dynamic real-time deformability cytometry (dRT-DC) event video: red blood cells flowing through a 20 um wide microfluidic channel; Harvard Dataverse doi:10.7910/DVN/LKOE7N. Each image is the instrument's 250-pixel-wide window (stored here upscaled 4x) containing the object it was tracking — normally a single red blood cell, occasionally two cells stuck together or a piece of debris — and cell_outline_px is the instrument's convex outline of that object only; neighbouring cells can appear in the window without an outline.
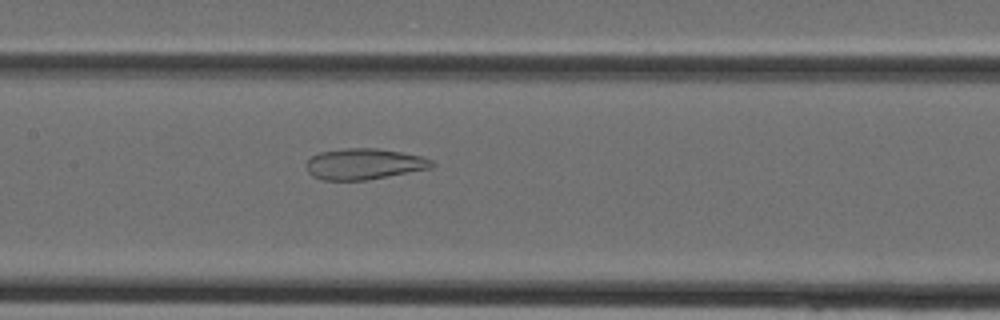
{"species": "Egyptian fruit bat (a non-hibernating species)", "species_latin": "Rousettus aegyptiacus", "temperature_condition": "cold", "stored_images_in_passage": 24, "camera_frame_rate_fps": 3000, "um_per_image_px": 0.085, "animal": {"sex": "female"}, "frame": {"image": 1, "passage_image": 12, "time_ms": 3.667, "image_size_px": [1000, 320], "cell_outline_px": [[436, 164], [432, 168], [388, 176], [364, 180], [320, 180], [312, 176], [308, 172], [308, 160], [312, 156], [320, 152], [348, 148], [376, 148], [400, 152], [420, 156], [432, 160]], "centroid_in_image_um": [30.96, 13.94], "position_along_channel_um": 176.4, "area_um2": 22.48}}
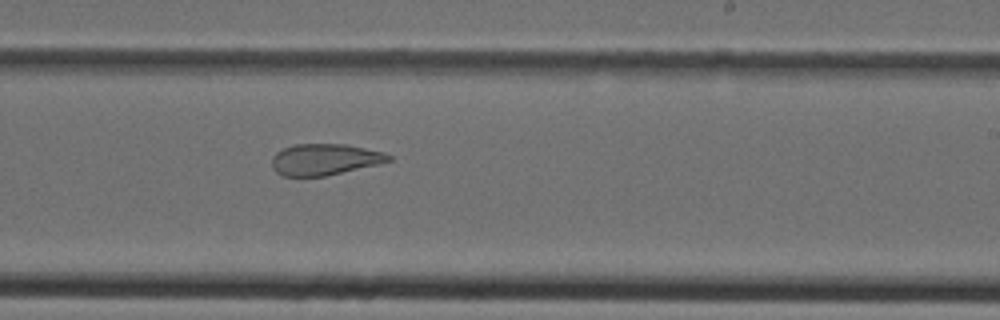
{"frame": {"image": 2, "passage_image": 17, "time_ms": 5.333, "image_size_px": [1000, 320], "cell_outline_px": [[392, 160], [376, 164], [324, 176], [280, 176], [272, 168], [272, 156], [276, 152], [284, 148], [296, 144], [344, 144], [384, 152], [392, 156]], "centroid_in_image_um": [27.55, 13.55], "position_along_channel_um": 261.4, "area_um2": 21.1}}
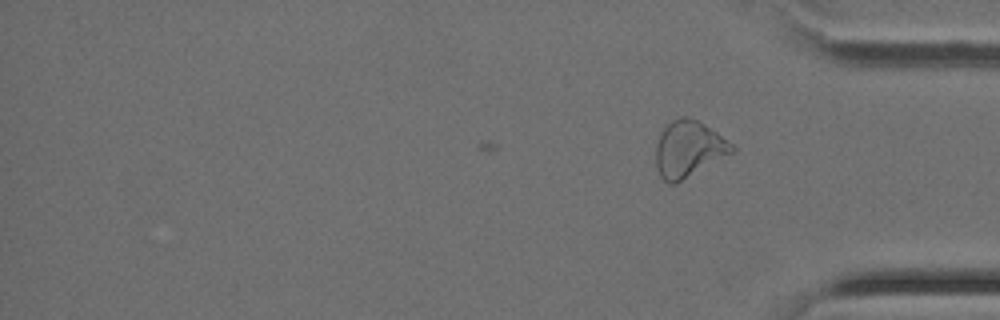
{"frame": {"image": 3, "passage_image": 24, "time_ms": 7.667, "image_size_px": [1000, 320], "cell_outline_px": [[736, 148], [732, 152], [676, 184], [668, 184], [660, 176], [656, 168], [656, 144], [664, 128], [672, 120], [680, 116], [688, 116], [704, 124], [716, 132], [732, 144]], "centroid_in_image_um": [58.49, 12.67], "position_along_channel_um": 376.7, "area_um2": 24.62}}